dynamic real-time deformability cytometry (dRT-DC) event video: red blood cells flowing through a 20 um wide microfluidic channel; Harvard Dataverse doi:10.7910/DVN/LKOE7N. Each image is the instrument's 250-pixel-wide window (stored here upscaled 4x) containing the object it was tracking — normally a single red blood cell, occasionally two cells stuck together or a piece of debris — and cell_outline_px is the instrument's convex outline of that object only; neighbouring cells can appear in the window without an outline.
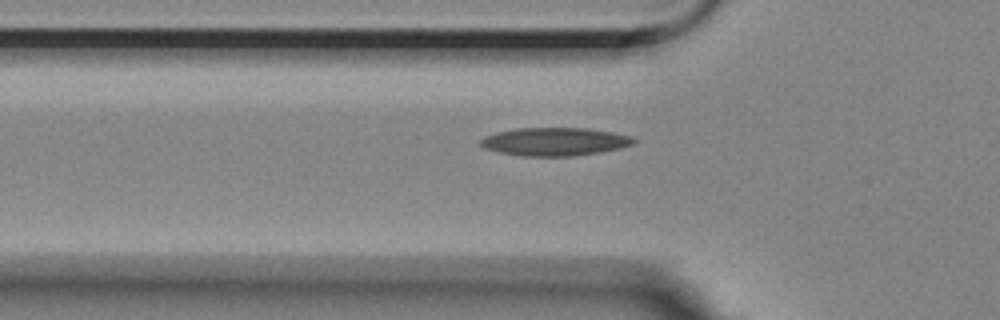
{"species": "Egyptian fruit bat (a non-hibernating species)", "species_latin": "Rousettus aegyptiacus", "temperature_condition": "room temperature", "stored_images_in_passage": 43, "camera_frame_rate_fps": 3000, "um_per_image_px": 0.085, "animal": {"sex": "female"}, "frame": {"image": 1, "passage_image": 8, "time_ms": 2.333, "image_size_px": [1000, 320], "cell_outline_px": [[636, 140], [632, 144], [620, 148], [600, 152], [572, 156], [520, 156], [500, 152], [484, 148], [480, 144], [480, 140], [484, 136], [496, 132], [516, 128], [588, 128], [612, 132], [632, 136]], "centroid_in_image_um": [47.14, 12.03], "position_along_channel_um": 78.7, "area_um2": 25.14}}
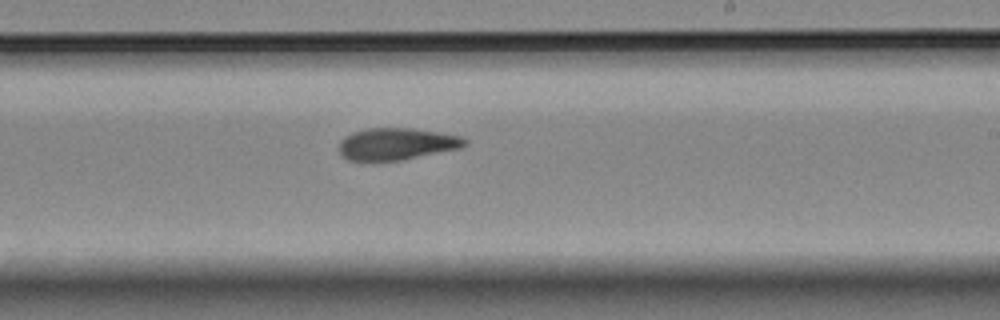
{"frame": {"image": 2, "passage_image": 23, "time_ms": 7.333, "image_size_px": [1000, 320], "cell_outline_px": [[468, 144], [460, 148], [400, 160], [348, 160], [340, 156], [340, 140], [344, 136], [352, 132], [368, 128], [412, 128], [460, 136], [468, 140]], "centroid_in_image_um": [33.69, 12.22], "position_along_channel_um": 255.3, "area_um2": 23.24}}
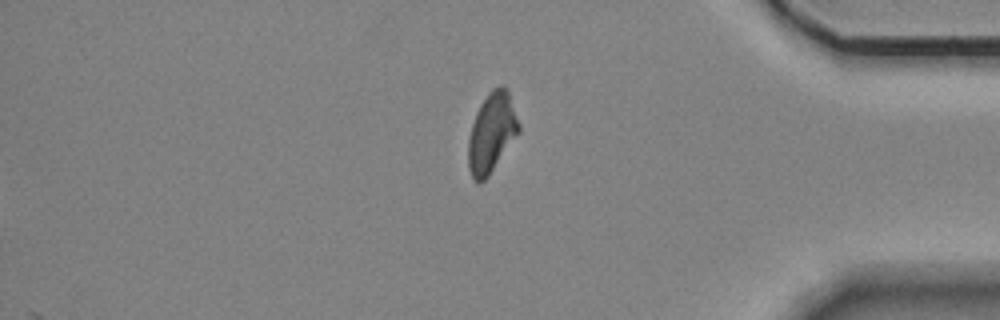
{"frame": {"image": 3, "passage_image": 37, "time_ms": 12.0, "image_size_px": [1000, 320], "cell_outline_px": [[520, 132], [488, 176], [480, 184], [476, 184], [468, 168], [468, 140], [472, 124], [476, 112], [480, 104], [488, 92], [492, 88], [500, 84], [504, 84], [508, 88], [520, 124]], "centroid_in_image_um": [41.8, 11.24], "position_along_channel_um": 393.4, "area_um2": 23.81}}